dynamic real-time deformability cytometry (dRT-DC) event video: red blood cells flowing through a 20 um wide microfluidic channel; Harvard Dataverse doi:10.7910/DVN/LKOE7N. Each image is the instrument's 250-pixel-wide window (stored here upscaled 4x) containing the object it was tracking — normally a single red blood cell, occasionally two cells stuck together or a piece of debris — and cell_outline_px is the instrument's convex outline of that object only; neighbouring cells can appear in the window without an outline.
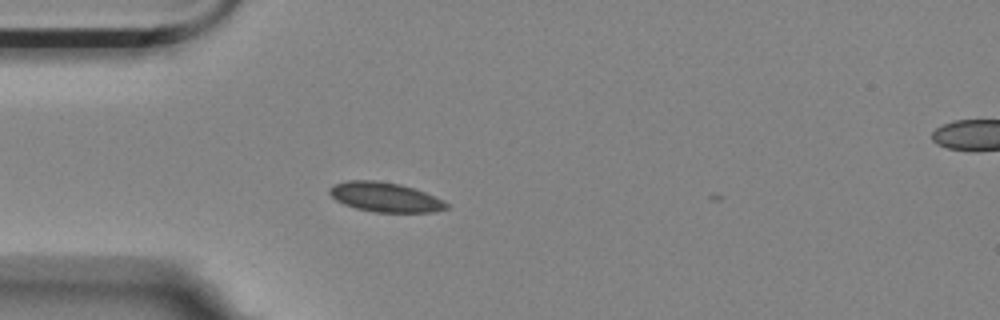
{"species": "Egyptian fruit bat (a non-hibernating species)", "species_latin": "Rousettus aegyptiacus", "temperature_condition": "room temperature", "stored_images_in_passage": 3, "camera_frame_rate_fps": 3000, "um_per_image_px": 0.085, "animal": {"sex": "female"}, "frame": {"image": 1, "passage_image": 2, "time_ms": 0.333, "image_size_px": [1000, 320], "cell_outline_px": [[448, 208], [436, 212], [376, 212], [356, 208], [344, 204], [336, 200], [328, 192], [328, 188], [332, 184], [348, 180], [376, 180], [400, 184], [424, 192], [444, 200], [448, 204]], "centroid_in_image_um": [32.71, 16.75], "position_along_channel_um": 52.3, "area_um2": 20.17}}